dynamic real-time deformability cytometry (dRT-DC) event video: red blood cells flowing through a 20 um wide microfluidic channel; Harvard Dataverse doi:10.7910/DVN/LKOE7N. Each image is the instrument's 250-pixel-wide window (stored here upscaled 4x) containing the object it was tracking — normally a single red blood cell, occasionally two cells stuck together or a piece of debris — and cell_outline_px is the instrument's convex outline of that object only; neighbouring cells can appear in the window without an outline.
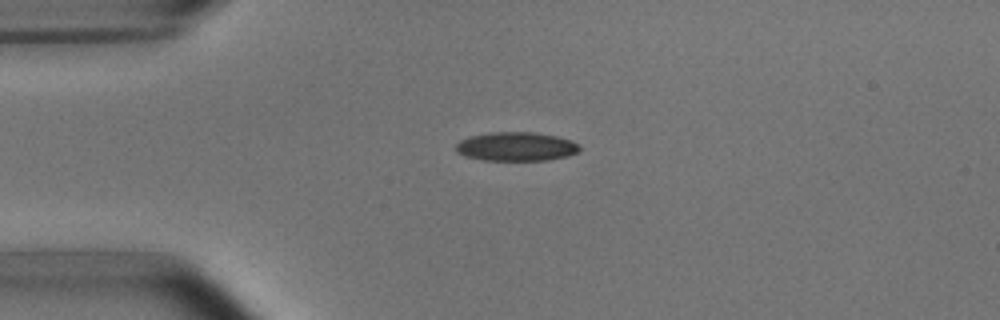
{"species": "common noctule bat (a hibernating species)", "species_latin": "Nyctalus noctula", "temperature_condition": "room temperature", "stored_images_in_passage": 41, "camera_frame_rate_fps": 3000, "um_per_image_px": 0.085, "animal": {"sex": "male", "body_mass_g": 15.6}, "frame": {"image": 1, "passage_image": 1, "time_ms": 0.0, "image_size_px": [1000, 320], "cell_outline_px": [[580, 148], [576, 152], [568, 156], [548, 160], [484, 160], [464, 156], [456, 152], [456, 144], [460, 140], [468, 136], [488, 132], [532, 132], [556, 136], [572, 140], [580, 144]], "centroid_in_image_um": [43.86, 12.45], "position_along_channel_um": 41.1, "area_um2": 20.98}}
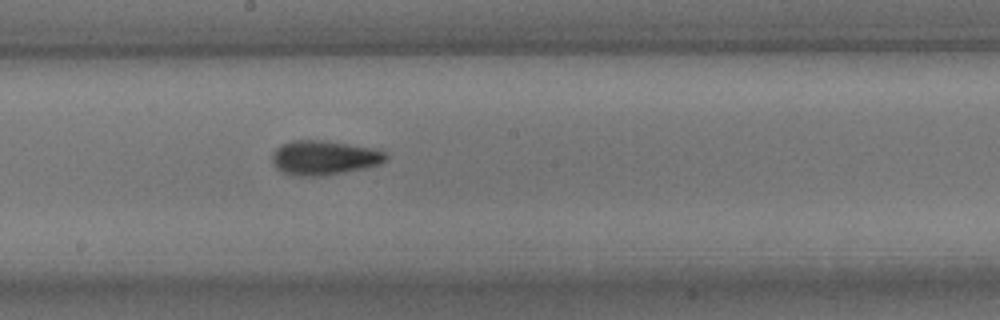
{"frame": {"image": 2, "passage_image": 17, "time_ms": 5.333, "image_size_px": [1000, 320], "cell_outline_px": [[388, 156], [380, 164], [364, 168], [344, 172], [320, 176], [300, 176], [280, 172], [276, 168], [272, 160], [272, 152], [276, 148], [292, 140], [324, 140], [368, 148], [384, 152]], "centroid_in_image_um": [27.48, 13.41], "position_along_channel_um": 220.7, "area_um2": 22.48}}
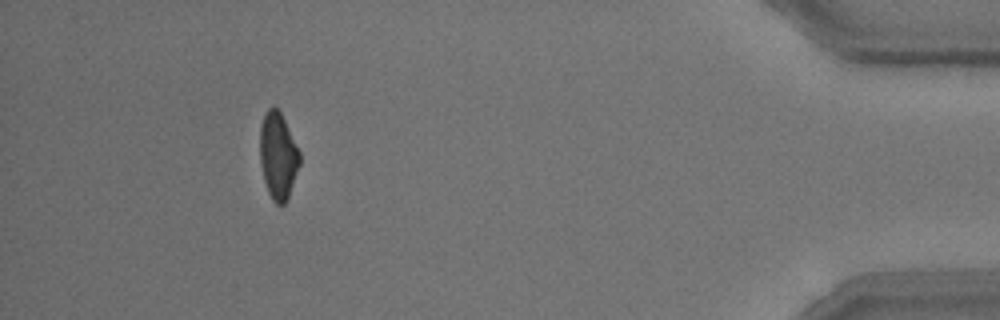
{"frame": {"image": 3, "passage_image": 37, "time_ms": 12.0, "image_size_px": [1000, 320], "cell_outline_px": [[300, 164], [288, 196], [284, 204], [276, 204], [272, 200], [268, 192], [264, 180], [260, 164], [260, 128], [264, 112], [268, 108], [276, 108], [280, 112], [300, 152]], "centroid_in_image_um": [23.62, 13.24], "position_along_channel_um": 411.6, "area_um2": 19.88}, "authors_computed_cell_mechanics": {"area_um2": 21.386, "velocity_mm_per_s": 3.7768, "shape_relaxation_time_tau1_ms": 3.727, "shape_relaxation_time_tau2_ms": 1.9844, "deformation_change_tau1": 0.1358, "deformation_change_tau2": 0.0815}}